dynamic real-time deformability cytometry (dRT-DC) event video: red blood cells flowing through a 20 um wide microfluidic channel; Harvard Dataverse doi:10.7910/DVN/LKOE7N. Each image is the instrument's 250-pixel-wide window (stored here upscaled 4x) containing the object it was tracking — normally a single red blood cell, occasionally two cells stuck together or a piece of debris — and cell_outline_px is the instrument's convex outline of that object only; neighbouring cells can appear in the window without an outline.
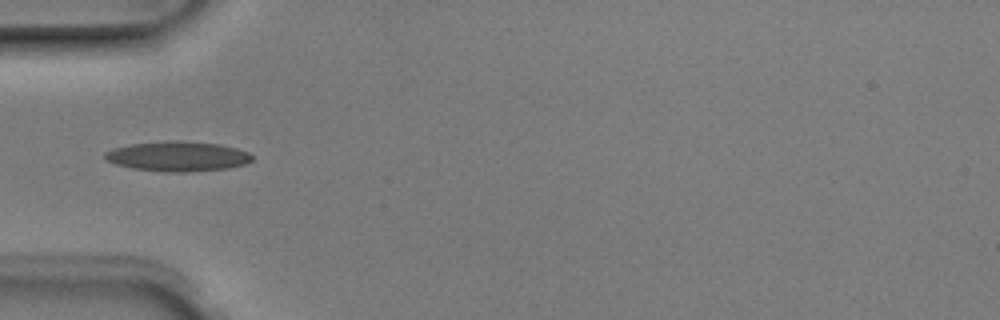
{"species": "Egyptian fruit bat (a non-hibernating species)", "species_latin": "Rousettus aegyptiacus", "temperature_condition": "room temperature", "stored_images_in_passage": 5, "camera_frame_rate_fps": 3000, "um_per_image_px": 0.085, "animal": {"sex": "male"}, "frame": {"image": 1, "passage_image": 4, "time_ms": 1.0, "image_size_px": [1000, 320], "cell_outline_px": [[252, 160], [244, 164], [228, 168], [188, 172], [164, 172], [132, 168], [116, 164], [108, 160], [104, 156], [104, 152], [112, 148], [132, 144], [172, 140], [176, 140], [220, 144], [236, 148], [248, 152], [252, 156]], "centroid_in_image_um": [15.1, 13.29], "position_along_channel_um": 69.9, "area_um2": 25.61}}
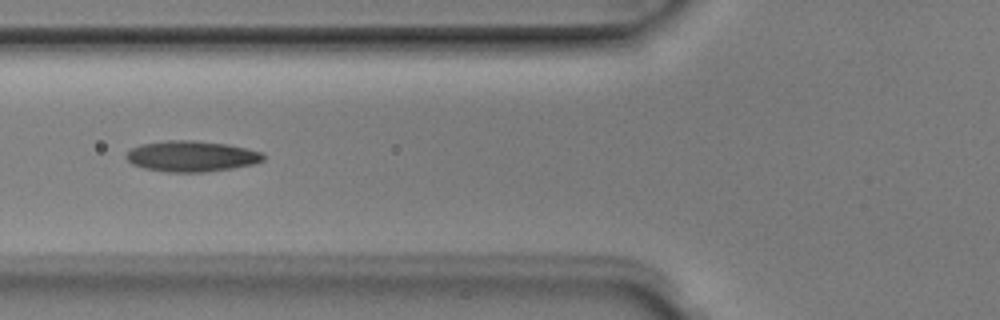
{"frame": {"image": 2, "passage_image": 5, "time_ms": 1.333, "image_size_px": [1000, 320], "cell_outline_px": [[264, 160], [252, 164], [232, 168], [204, 172], [168, 172], [144, 168], [132, 164], [124, 156], [132, 148], [140, 144], [168, 140], [192, 140], [228, 144], [248, 148], [264, 152]], "centroid_in_image_um": [16.29, 13.27], "position_along_channel_um": 109.5, "area_um2": 24.68}}